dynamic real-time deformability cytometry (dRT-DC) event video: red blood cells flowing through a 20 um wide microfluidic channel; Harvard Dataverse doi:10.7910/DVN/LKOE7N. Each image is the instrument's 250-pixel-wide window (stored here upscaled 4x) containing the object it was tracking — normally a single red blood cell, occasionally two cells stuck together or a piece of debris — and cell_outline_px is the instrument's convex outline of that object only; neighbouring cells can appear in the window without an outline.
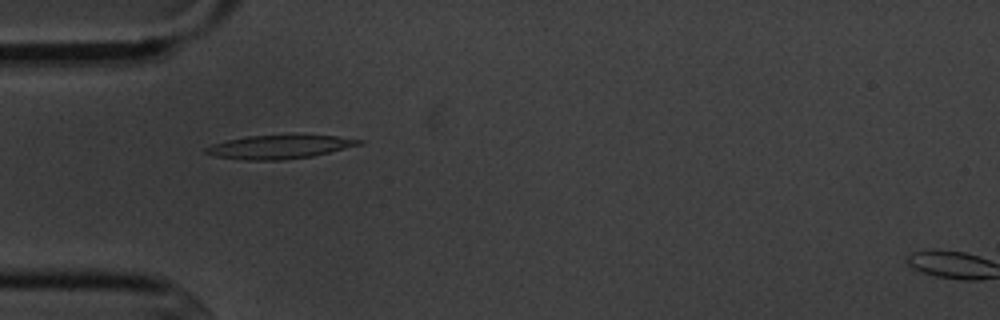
{"species": "common noctule bat (a hibernating species)", "species_latin": "Nyctalus noctula", "temperature_condition": "cold", "stored_images_in_passage": 13, "camera_frame_rate_fps": 3000, "um_per_image_px": 0.085, "animal": {"sex": "male", "body_mass_g": 20.1, "forearm_length_mm": 53.5}, "frame": {"image": 1, "passage_image": 3, "time_ms": 3.333, "image_size_px": [1000, 320], "cell_outline_px": [[364, 144], [312, 156], [284, 160], [244, 160], [216, 156], [204, 152], [204, 148], [212, 144], [228, 140], [248, 136], [336, 136], [364, 140]], "centroid_in_image_um": [23.76, 12.5], "position_along_channel_um": 61.2, "area_um2": 20.69}}
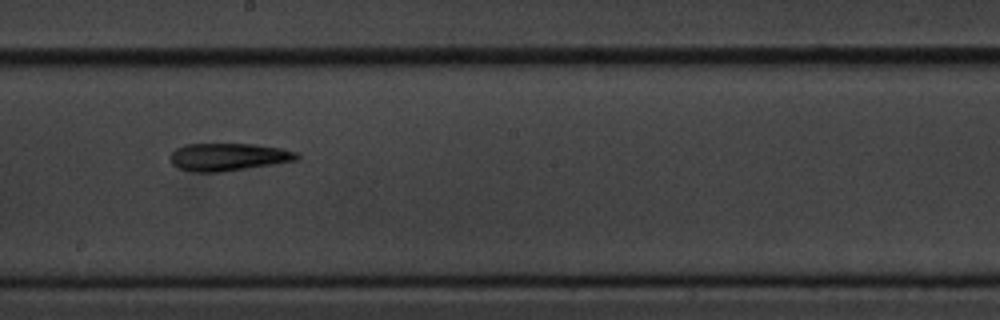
{"frame": {"image": 2, "passage_image": 7, "time_ms": 8.0, "image_size_px": [1000, 320], "cell_outline_px": [[300, 156], [296, 160], [272, 164], [220, 172], [196, 172], [180, 168], [172, 164], [172, 152], [176, 148], [184, 144], [256, 144], [280, 148], [296, 152]], "centroid_in_image_um": [19.4, 13.33], "position_along_channel_um": 228.8, "area_um2": 20.06}}
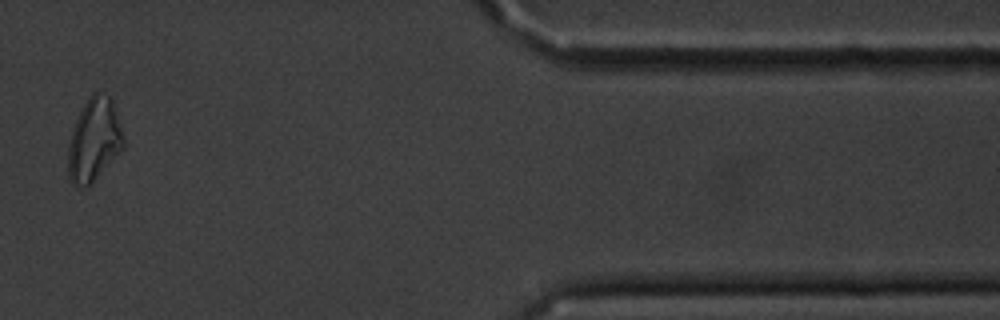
{"frame": {"image": 3, "passage_image": 12, "time_ms": 14.0, "image_size_px": [1000, 320], "cell_outline_px": [[124, 148], [92, 184], [84, 188], [76, 188], [72, 184], [68, 176], [68, 144], [72, 128], [84, 104], [92, 92], [96, 92], [108, 96], [112, 100], [124, 140]], "centroid_in_image_um": [7.97, 11.96], "position_along_channel_um": 403.4, "area_um2": 26.88}}